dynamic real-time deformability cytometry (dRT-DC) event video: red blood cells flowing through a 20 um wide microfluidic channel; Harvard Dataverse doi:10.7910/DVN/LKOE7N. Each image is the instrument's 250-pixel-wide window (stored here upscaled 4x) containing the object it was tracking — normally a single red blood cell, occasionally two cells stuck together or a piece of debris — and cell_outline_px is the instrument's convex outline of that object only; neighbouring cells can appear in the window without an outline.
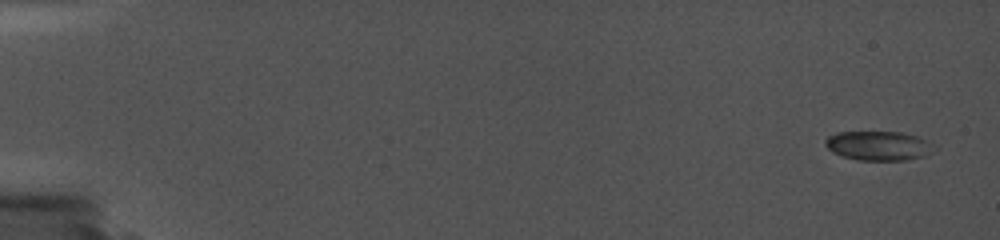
{"species": "common noctule bat (a hibernating species)", "species_latin": "Nyctalus noctula", "temperature_condition": "cold", "stored_images_in_passage": 12, "camera_frame_rate_fps": 5000, "um_per_image_px": 0.085, "animal": {"sex": "female", "body_mass_g": 19.0, "forearm_length_mm": 56.7}, "frame": {"image": 1, "passage_image": 1, "time_ms": 0.0, "image_size_px": [1000, 240], "cell_outline_px": [[936, 148], [924, 156], [908, 160], [856, 160], [832, 152], [824, 144], [824, 140], [828, 136], [836, 132], [900, 132], [916, 136], [924, 140]], "centroid_in_image_um": [74.62, 12.39], "position_along_channel_um": 10.4, "area_um2": 18.44}}
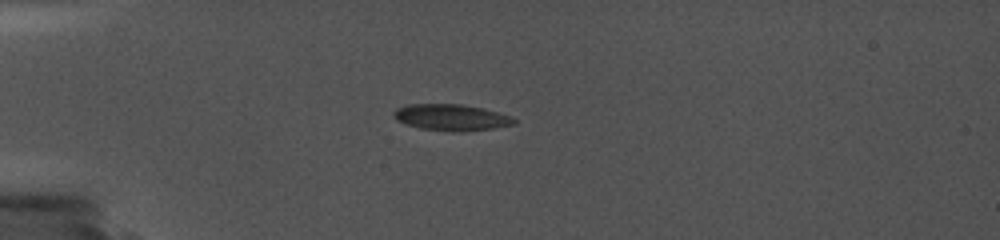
{"frame": {"image": 2, "passage_image": 6, "time_ms": 4.8, "image_size_px": [1000, 240], "cell_outline_px": [[516, 124], [492, 128], [460, 132], [452, 132], [420, 128], [404, 124], [396, 120], [392, 116], [392, 112], [396, 108], [408, 104], [460, 104], [484, 108], [512, 116], [516, 120]], "centroid_in_image_um": [38.33, 9.98], "position_along_channel_um": 46.7, "area_um2": 18.73}}
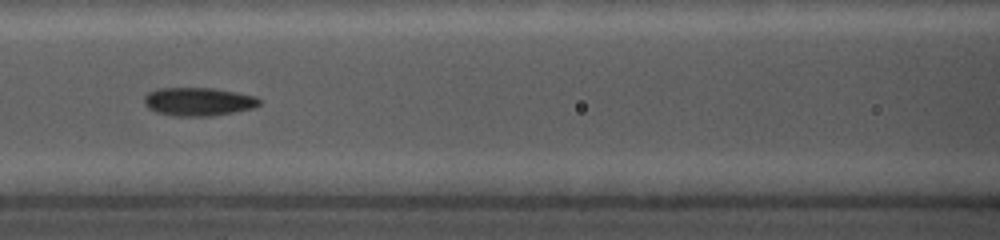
{"frame": {"image": 3, "passage_image": 10, "time_ms": 8.4, "image_size_px": [1000, 240], "cell_outline_px": [[260, 104], [252, 108], [212, 116], [176, 116], [156, 112], [148, 108], [144, 104], [144, 96], [148, 92], [156, 88], [212, 88], [256, 96], [260, 100]], "centroid_in_image_um": [16.81, 8.63], "position_along_channel_um": 149.8, "area_um2": 18.96}}